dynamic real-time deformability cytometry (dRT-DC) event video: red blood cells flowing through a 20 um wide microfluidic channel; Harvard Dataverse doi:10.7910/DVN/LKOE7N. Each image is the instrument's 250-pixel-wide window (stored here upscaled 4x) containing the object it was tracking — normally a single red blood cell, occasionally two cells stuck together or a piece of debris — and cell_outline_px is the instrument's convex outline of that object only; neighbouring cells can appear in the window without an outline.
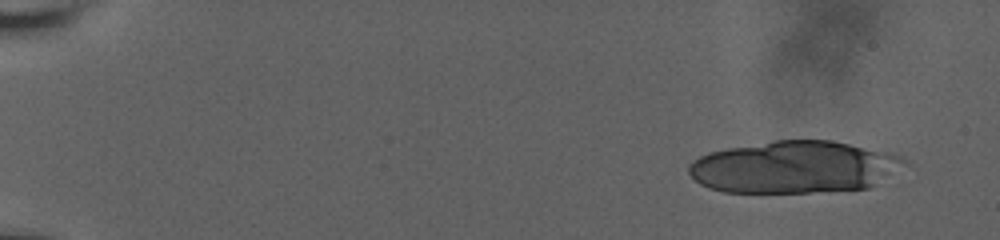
{"species": "human", "species_latin": "Homo sapiens", "temperature_condition": "room temperature", "stored_images_in_passage": 15, "camera_frame_rate_fps": 3000, "um_per_image_px": 0.085, "donor": {"sex": "male"}, "frame": {"image": 1, "passage_image": 5, "time_ms": 1.333, "image_size_px": [1000, 240], "cell_outline_px": [[912, 164], [868, 188], [808, 192], [724, 192], [708, 188], [700, 184], [688, 172], [688, 164], [692, 160], [708, 152], [728, 148], [776, 140], [832, 140], [892, 152], [904, 156]], "centroid_in_image_um": [67.59, 14.19], "position_along_channel_um": 17.4, "area_um2": 66.12}}